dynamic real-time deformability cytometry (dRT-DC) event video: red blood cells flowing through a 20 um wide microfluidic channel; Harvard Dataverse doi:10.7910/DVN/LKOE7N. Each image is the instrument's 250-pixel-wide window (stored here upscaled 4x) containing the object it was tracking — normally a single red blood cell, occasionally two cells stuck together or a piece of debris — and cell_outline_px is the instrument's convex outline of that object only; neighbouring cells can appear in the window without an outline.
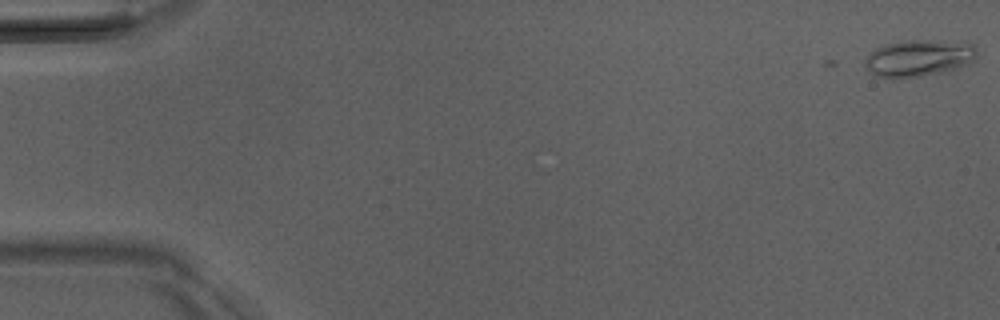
{"species": "Egyptian fruit bat (a non-hibernating species)", "species_latin": "Rousettus aegyptiacus", "temperature_condition": "room temperature", "stored_images_in_passage": 2, "camera_frame_rate_fps": 3000, "um_per_image_px": 0.085, "animal": {"sex": "male"}, "frame": {"image": 1, "passage_image": 2, "time_ms": 0.333, "image_size_px": [1000, 320], "cell_outline_px": [[976, 56], [968, 64], [956, 68], [940, 72], [920, 76], [892, 80], [876, 76], [864, 68], [864, 60], [876, 48], [884, 44], [908, 40], [968, 40], [976, 48]], "centroid_in_image_um": [78.09, 4.93], "position_along_channel_um": 6.9, "area_um2": 24.51}}